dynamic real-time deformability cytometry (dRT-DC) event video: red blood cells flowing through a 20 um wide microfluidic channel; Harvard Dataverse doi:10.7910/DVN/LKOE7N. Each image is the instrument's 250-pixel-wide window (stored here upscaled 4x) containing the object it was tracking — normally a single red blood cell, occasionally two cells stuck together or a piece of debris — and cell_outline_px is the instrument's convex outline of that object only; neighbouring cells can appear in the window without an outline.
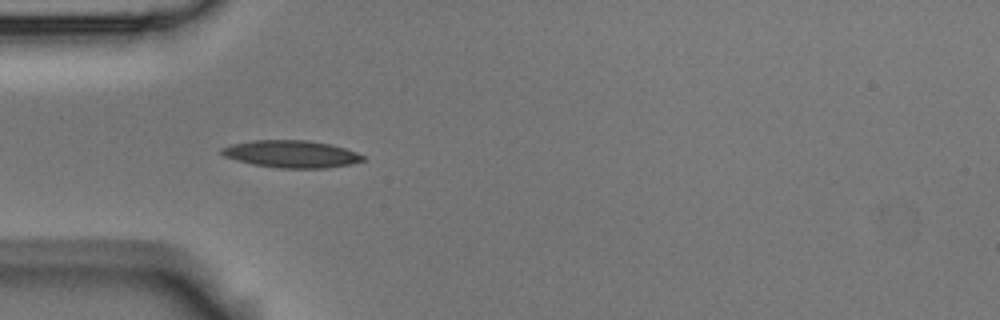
{"species": "Egyptian fruit bat (a non-hibernating species)", "species_latin": "Rousettus aegyptiacus", "temperature_condition": "room temperature", "stored_images_in_passage": 4, "camera_frame_rate_fps": 3000, "um_per_image_px": 0.085, "animal": {"sex": "male"}, "frame": {"image": 1, "passage_image": 3, "time_ms": 0.667, "image_size_px": [1000, 320], "cell_outline_px": [[364, 160], [352, 164], [324, 168], [280, 168], [252, 164], [224, 156], [220, 152], [220, 148], [232, 144], [252, 140], [308, 140], [332, 144], [356, 152], [364, 156]], "centroid_in_image_um": [24.77, 13.08], "position_along_channel_um": 60.2, "area_um2": 22.43}}
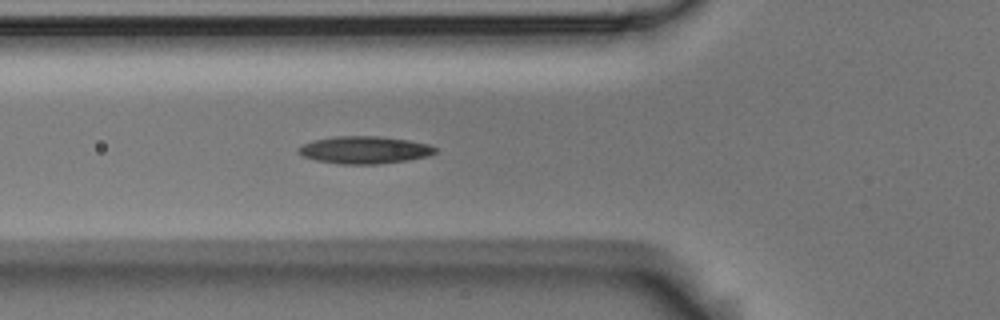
{"frame": {"image": 2, "passage_image": 4, "time_ms": 1.0, "image_size_px": [1000, 320], "cell_outline_px": [[436, 152], [428, 156], [408, 160], [376, 164], [336, 164], [316, 160], [304, 156], [296, 152], [296, 148], [300, 144], [312, 140], [336, 136], [380, 136], [408, 140], [428, 144], [436, 148]], "centroid_in_image_um": [30.92, 12.74], "position_along_channel_um": 94.9, "area_um2": 22.02}}